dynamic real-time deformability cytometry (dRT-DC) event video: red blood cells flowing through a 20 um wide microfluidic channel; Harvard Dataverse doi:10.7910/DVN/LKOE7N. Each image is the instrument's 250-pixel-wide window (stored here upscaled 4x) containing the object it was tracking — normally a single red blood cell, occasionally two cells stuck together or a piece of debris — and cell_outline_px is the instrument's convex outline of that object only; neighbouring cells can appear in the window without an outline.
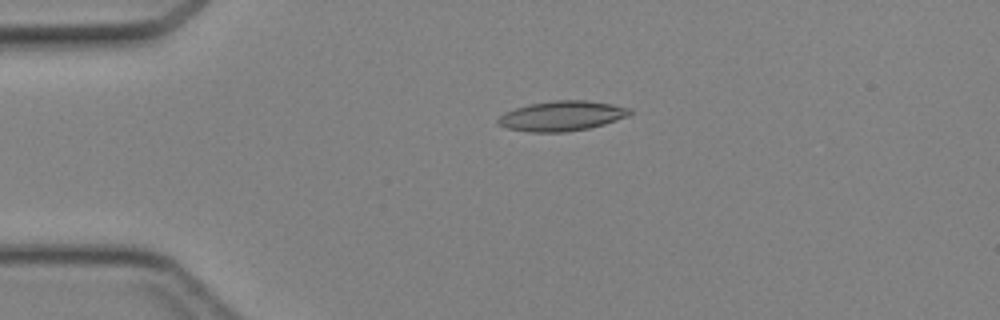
{"species": "Egyptian fruit bat (a non-hibernating species)", "species_latin": "Rousettus aegyptiacus", "temperature_condition": "cold", "stored_images_in_passage": 44, "camera_frame_rate_fps": 3000, "um_per_image_px": 0.085, "animal": {"sex": "female"}, "frame": {"image": 1, "passage_image": 10, "time_ms": 3.0, "image_size_px": [1000, 320], "cell_outline_px": [[632, 112], [628, 116], [604, 124], [588, 128], [564, 132], [528, 132], [508, 128], [496, 124], [496, 120], [504, 112], [528, 104], [556, 100], [584, 100], [612, 104], [632, 108]], "centroid_in_image_um": [47.74, 9.85], "position_along_channel_um": 37.3, "area_um2": 23.0}}
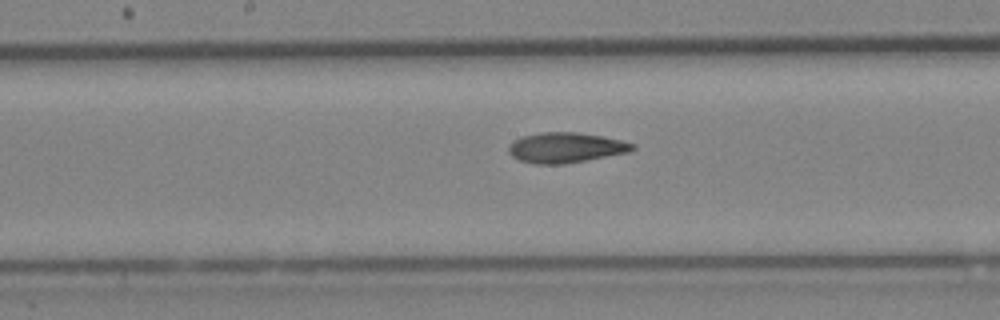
{"frame": {"image": 2, "passage_image": 23, "time_ms": 7.333, "image_size_px": [1000, 320], "cell_outline_px": [[636, 148], [628, 152], [564, 164], [536, 164], [520, 160], [512, 156], [508, 152], [508, 144], [512, 140], [520, 136], [540, 132], [576, 132], [600, 136], [620, 140], [636, 144]], "centroid_in_image_um": [48.03, 12.54], "position_along_channel_um": 200.2, "area_um2": 21.85}}
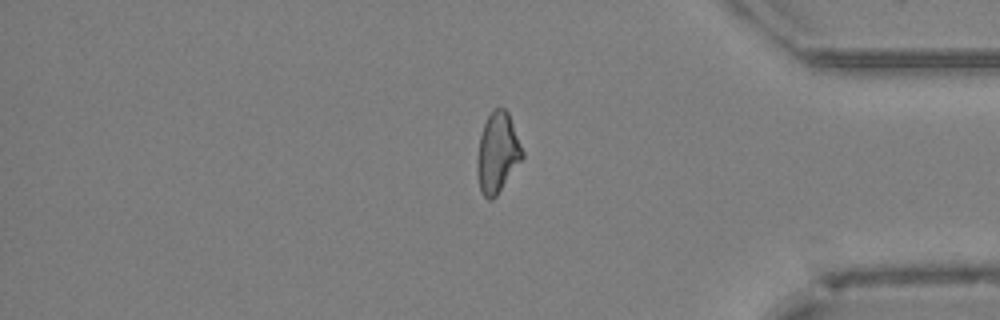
{"frame": {"image": 3, "passage_image": 37, "time_ms": 12.0, "image_size_px": [1000, 320], "cell_outline_px": [[524, 156], [496, 196], [492, 200], [488, 200], [480, 192], [476, 172], [476, 160], [480, 136], [484, 124], [492, 108], [504, 108], [508, 112], [524, 152]], "centroid_in_image_um": [42.26, 13.0], "position_along_channel_um": 392.9, "area_um2": 21.15}}